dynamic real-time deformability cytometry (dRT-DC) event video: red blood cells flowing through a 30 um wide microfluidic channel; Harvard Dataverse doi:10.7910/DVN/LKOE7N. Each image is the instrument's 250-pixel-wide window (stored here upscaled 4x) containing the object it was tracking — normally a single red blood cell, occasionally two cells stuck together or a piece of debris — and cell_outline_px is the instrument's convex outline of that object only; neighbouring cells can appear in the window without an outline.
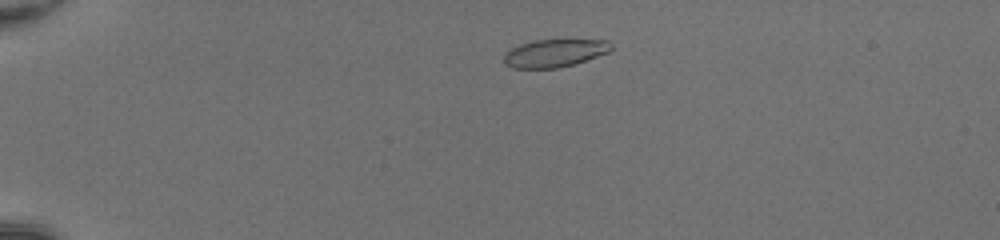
{"species": "common noctule bat (a hibernating species)", "species_latin": "Nyctalus noctula", "temperature_condition": "room temperature", "stored_images_in_passage": 44, "camera_frame_rate_fps": 3000, "um_per_image_px": 0.085, "animal": {"sex": "female", "body_mass_g": 20.0, "forearm_length_mm": 54.0}, "frame": {"image": 1, "passage_image": 6, "time_ms": 1.667, "image_size_px": [1000, 240], "cell_outline_px": [[612, 48], [608, 52], [572, 64], [556, 68], [512, 68], [504, 64], [504, 52], [520, 44], [532, 40], [608, 40], [612, 44]], "centroid_in_image_um": [47.09, 4.51], "position_along_channel_um": 37.9, "area_um2": 17.22}}
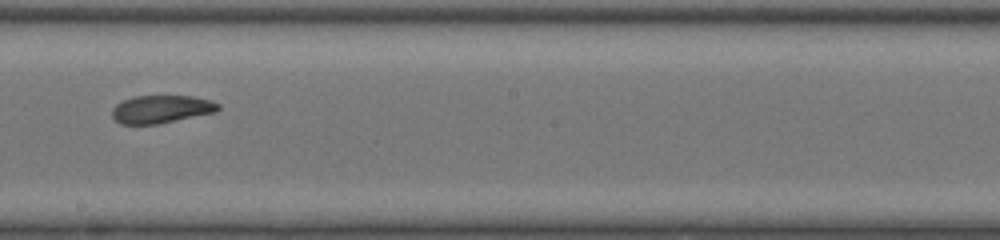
{"frame": {"image": 2, "passage_image": 25, "time_ms": 8.0, "image_size_px": [1000, 240], "cell_outline_px": [[220, 108], [216, 112], [156, 124], [120, 124], [112, 116], [112, 108], [116, 104], [132, 96], [192, 96], [212, 100], [220, 104]], "centroid_in_image_um": [13.71, 9.27], "position_along_channel_um": 234.5, "area_um2": 17.22}}
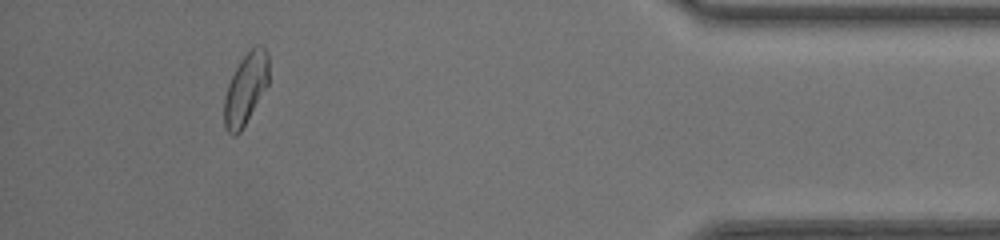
{"frame": {"image": 3, "passage_image": 41, "time_ms": 13.333, "image_size_px": [1000, 240], "cell_outline_px": [[268, 84], [240, 132], [236, 136], [232, 136], [228, 132], [224, 124], [224, 96], [228, 84], [240, 60], [256, 44], [260, 44], [264, 48], [268, 56]], "centroid_in_image_um": [20.87, 7.55], "position_along_channel_um": 414.3, "area_um2": 18.26}, "authors_computed_cell_mechanics": {"area_um2": 18.3804, "velocity_mm_per_s": 4.2106, "shape_relaxation_time_tau1_ms": null, "shape_relaxation_time_tau2_ms": 1.4764, "deformation_change_tau1": null, "deformation_change_tau2": 0.0703}}